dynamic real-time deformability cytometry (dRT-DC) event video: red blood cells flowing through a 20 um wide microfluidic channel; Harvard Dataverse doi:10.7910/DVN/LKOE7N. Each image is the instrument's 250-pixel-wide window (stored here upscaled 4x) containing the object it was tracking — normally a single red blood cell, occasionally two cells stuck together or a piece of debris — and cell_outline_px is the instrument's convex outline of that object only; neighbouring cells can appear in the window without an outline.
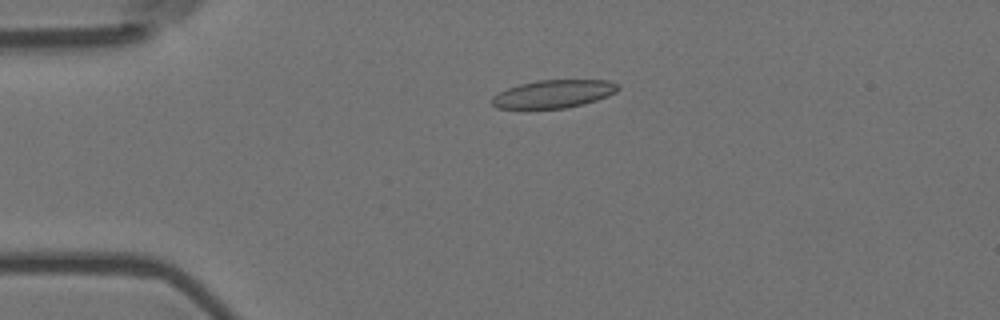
{"species": "Egyptian fruit bat (a non-hibernating species)", "species_latin": "Rousettus aegyptiacus", "temperature_condition": "room temperature", "stored_images_in_passage": 4, "camera_frame_rate_fps": 3000, "um_per_image_px": 0.085, "animal": {"sex": "female"}, "frame": {"image": 1, "passage_image": 3, "time_ms": 0.667, "image_size_px": [1000, 320], "cell_outline_px": [[620, 88], [616, 92], [608, 96], [584, 104], [564, 108], [496, 108], [492, 104], [492, 96], [508, 88], [520, 84], [536, 80], [608, 80], [620, 84]], "centroid_in_image_um": [47.09, 7.97], "position_along_channel_um": 37.9, "area_um2": 20.52}}